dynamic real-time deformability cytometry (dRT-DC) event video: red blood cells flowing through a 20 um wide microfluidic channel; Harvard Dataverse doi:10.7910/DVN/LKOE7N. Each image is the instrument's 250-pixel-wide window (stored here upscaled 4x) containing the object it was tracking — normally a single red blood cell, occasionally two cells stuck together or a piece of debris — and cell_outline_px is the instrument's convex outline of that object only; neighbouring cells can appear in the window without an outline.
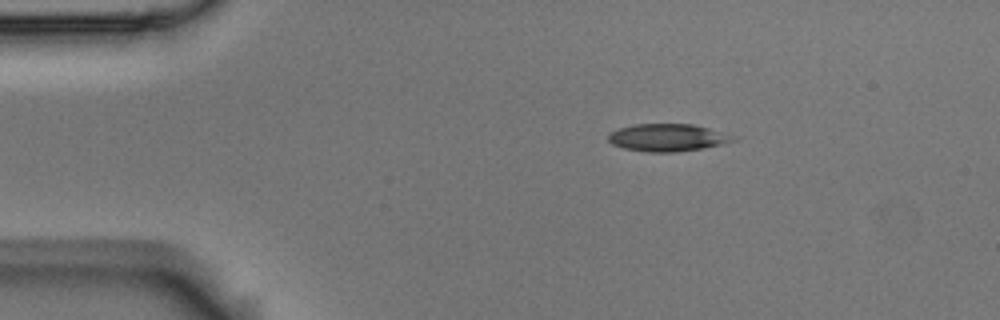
{"species": "Egyptian fruit bat (a non-hibernating species)", "species_latin": "Rousettus aegyptiacus", "temperature_condition": "room temperature", "stored_images_in_passage": 4, "camera_frame_rate_fps": 3000, "um_per_image_px": 0.085, "animal": {"sex": "male"}, "frame": {"image": 1, "passage_image": 3, "time_ms": 0.667, "image_size_px": [1000, 320], "cell_outline_px": [[736, 140], [704, 148], [676, 152], [648, 152], [624, 148], [612, 144], [608, 140], [608, 132], [632, 124], [692, 124], [708, 128], [736, 136]], "centroid_in_image_um": [56.71, 11.69], "position_along_channel_um": 28.3, "area_um2": 19.94}}